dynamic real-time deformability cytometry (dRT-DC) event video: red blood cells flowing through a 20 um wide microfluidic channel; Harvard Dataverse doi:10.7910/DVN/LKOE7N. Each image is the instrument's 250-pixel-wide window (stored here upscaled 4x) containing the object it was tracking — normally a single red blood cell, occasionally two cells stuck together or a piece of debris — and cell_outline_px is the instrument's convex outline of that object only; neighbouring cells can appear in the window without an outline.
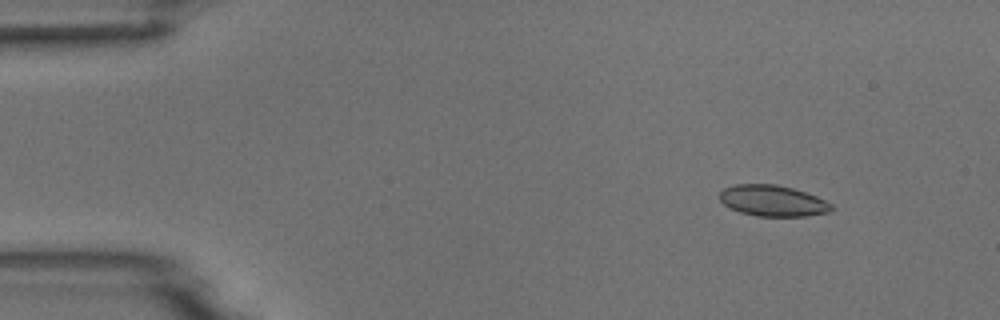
{"species": "common noctule bat (a hibernating species)", "species_latin": "Nyctalus noctula", "temperature_condition": "room temperature", "stored_images_in_passage": 5, "camera_frame_rate_fps": 3000, "um_per_image_px": 0.085, "animal": {"sex": "male", "body_mass_g": 18.8}, "frame": {"image": 1, "passage_image": 1, "time_ms": 0.0, "image_size_px": [1000, 320], "cell_outline_px": [[832, 212], [808, 216], [756, 216], [740, 212], [728, 208], [720, 200], [720, 192], [724, 188], [736, 184], [776, 184], [792, 188], [816, 196], [832, 204]], "centroid_in_image_um": [65.68, 17.07], "position_along_channel_um": 19.3, "area_um2": 20.29}}
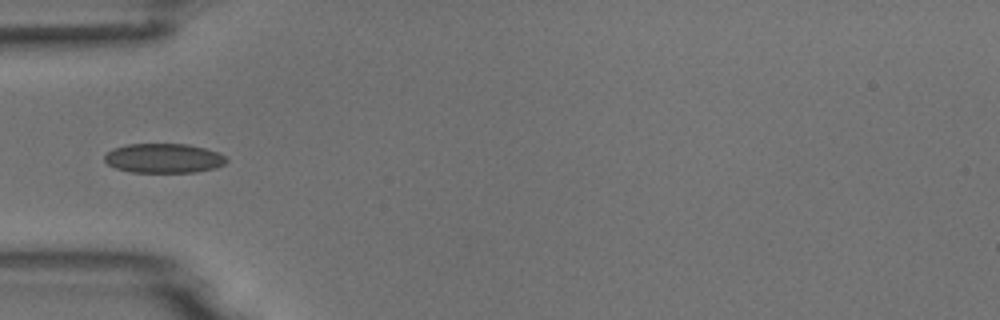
{"frame": {"image": 2, "passage_image": 4, "time_ms": 3.667, "image_size_px": [1000, 320], "cell_outline_px": [[228, 160], [224, 164], [216, 168], [196, 172], [132, 172], [116, 168], [108, 164], [104, 160], [104, 156], [112, 148], [128, 144], [188, 144], [204, 148], [216, 152], [224, 156]], "centroid_in_image_um": [13.91, 13.45], "position_along_channel_um": 71.1, "area_um2": 20.87}}